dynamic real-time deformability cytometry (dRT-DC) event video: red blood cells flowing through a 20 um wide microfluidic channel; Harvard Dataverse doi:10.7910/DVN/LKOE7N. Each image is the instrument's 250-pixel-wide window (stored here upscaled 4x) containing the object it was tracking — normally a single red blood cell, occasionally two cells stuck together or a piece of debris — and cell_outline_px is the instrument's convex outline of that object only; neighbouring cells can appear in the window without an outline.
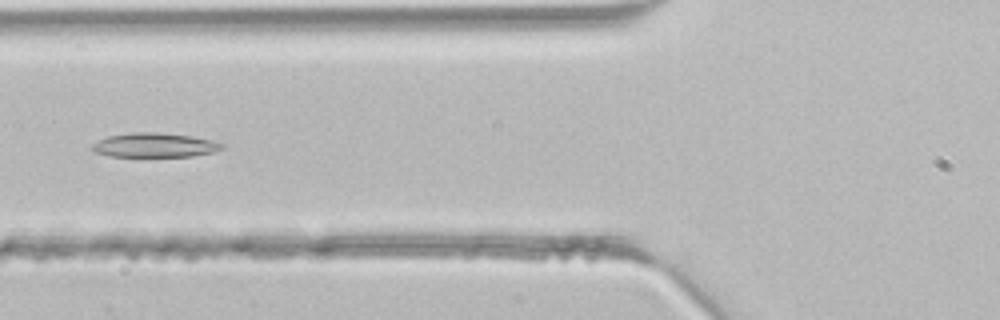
{"species": "common noctule bat (a hibernating species)", "species_latin": "Nyctalus noctula", "temperature_condition": "room temperature", "stored_images_in_passage": 7, "camera_frame_rate_fps": 3000, "um_per_image_px": 0.085, "animal": {"sex": "male", "body_mass_g": 21.5, "forearm_length_mm": 52.0}, "frame": {"image": 1, "passage_image": 5, "time_ms": 1.333, "image_size_px": [1000, 320], "cell_outline_px": [[224, 148], [212, 152], [192, 156], [112, 156], [92, 152], [88, 148], [92, 144], [108, 136], [132, 132], [156, 132], [192, 136], [212, 140], [224, 144]], "centroid_in_image_um": [13.11, 12.33], "position_along_channel_um": 112.7, "area_um2": 18.38}}